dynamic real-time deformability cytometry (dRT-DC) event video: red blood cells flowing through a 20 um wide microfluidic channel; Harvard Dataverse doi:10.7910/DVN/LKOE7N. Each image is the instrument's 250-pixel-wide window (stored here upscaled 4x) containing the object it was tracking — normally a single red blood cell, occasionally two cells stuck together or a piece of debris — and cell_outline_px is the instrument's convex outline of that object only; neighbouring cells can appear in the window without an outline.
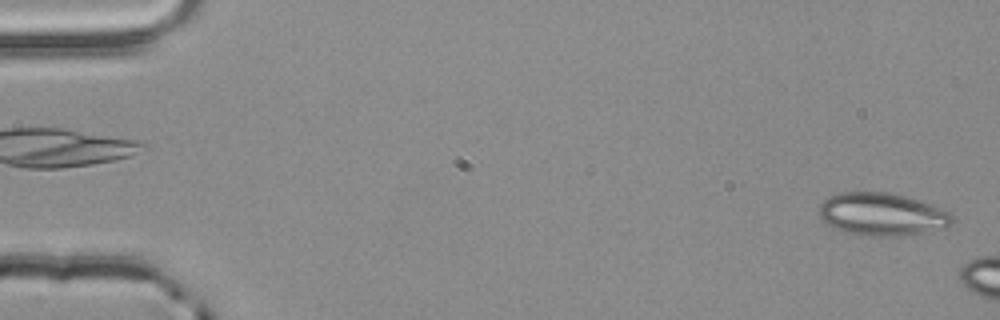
{"species": "common noctule bat (a hibernating species)", "species_latin": "Nyctalus noctula", "temperature_condition": "room temperature", "stored_images_in_passage": 14, "camera_frame_rate_fps": 3000, "um_per_image_px": 0.085, "animal": {"sex": "male", "body_mass_g": 20.4}, "frame": {"image": 1, "passage_image": 2, "time_ms": 0.333, "image_size_px": [1000, 320], "cell_outline_px": [[956, 220], [948, 228], [900, 236], [860, 236], [844, 232], [828, 224], [820, 216], [820, 204], [828, 196], [840, 192], [884, 192], [904, 196], [928, 204], [948, 212]], "centroid_in_image_um": [74.97, 18.23], "position_along_channel_um": 10.0, "area_um2": 33.06}}